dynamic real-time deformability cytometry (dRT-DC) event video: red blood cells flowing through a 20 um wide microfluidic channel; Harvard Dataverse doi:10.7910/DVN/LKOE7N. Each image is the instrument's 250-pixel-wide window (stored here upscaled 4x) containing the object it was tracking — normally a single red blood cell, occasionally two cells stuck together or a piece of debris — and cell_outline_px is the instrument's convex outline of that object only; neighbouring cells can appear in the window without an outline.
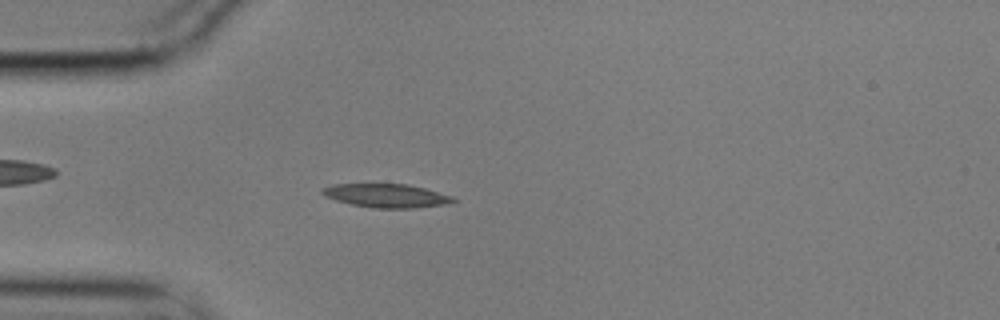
{"species": "common noctule bat (a hibernating species)", "species_latin": "Nyctalus noctula", "temperature_condition": "cold", "stored_images_in_passage": 56, "camera_frame_rate_fps": 3000, "um_per_image_px": 0.085, "animal": {"sex": "male", "body_mass_g": 17.9}, "frame": {"image": 1, "passage_image": 15, "time_ms": 4.667, "image_size_px": [1000, 320], "cell_outline_px": [[460, 200], [444, 204], [412, 208], [372, 208], [352, 204], [336, 200], [324, 196], [320, 192], [320, 188], [332, 184], [408, 184], [424, 188], [452, 196]], "centroid_in_image_um": [32.81, 16.62], "position_along_channel_um": 52.2, "area_um2": 18.03}}
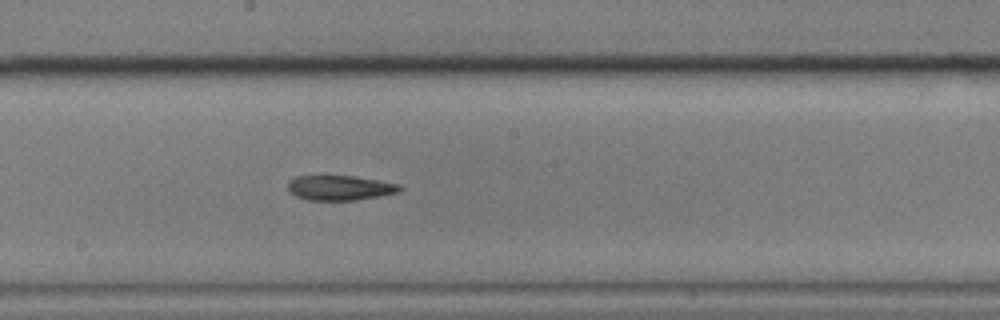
{"frame": {"image": 2, "passage_image": 30, "time_ms": 9.667, "image_size_px": [1000, 320], "cell_outline_px": [[404, 188], [400, 192], [380, 196], [356, 200], [308, 200], [296, 196], [288, 192], [288, 180], [296, 176], [324, 172], [352, 176], [400, 184]], "centroid_in_image_um": [28.82, 15.92], "position_along_channel_um": 219.4, "area_um2": 17.11}}
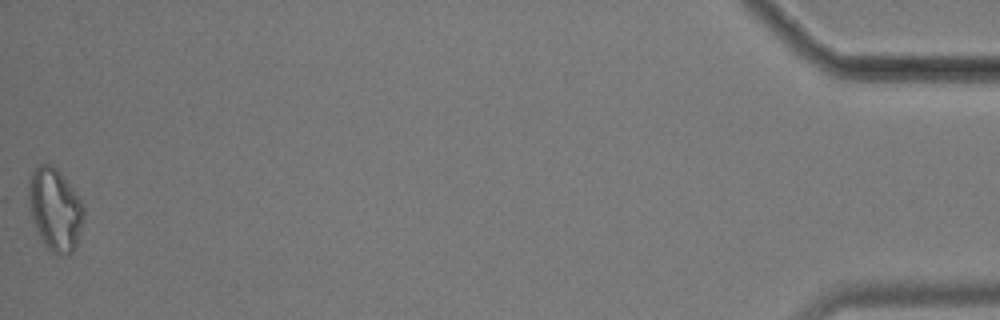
{"frame": {"image": 3, "passage_image": 56, "time_ms": 18.333, "image_size_px": [1000, 320], "cell_outline_px": [[84, 220], [76, 244], [72, 252], [68, 256], [60, 256], [52, 252], [44, 244], [20, 200], [28, 176], [36, 164], [52, 164], [64, 176], [80, 200], [84, 208]], "centroid_in_image_um": [4.53, 17.74], "position_along_channel_um": 430.7, "area_um2": 28.21}}